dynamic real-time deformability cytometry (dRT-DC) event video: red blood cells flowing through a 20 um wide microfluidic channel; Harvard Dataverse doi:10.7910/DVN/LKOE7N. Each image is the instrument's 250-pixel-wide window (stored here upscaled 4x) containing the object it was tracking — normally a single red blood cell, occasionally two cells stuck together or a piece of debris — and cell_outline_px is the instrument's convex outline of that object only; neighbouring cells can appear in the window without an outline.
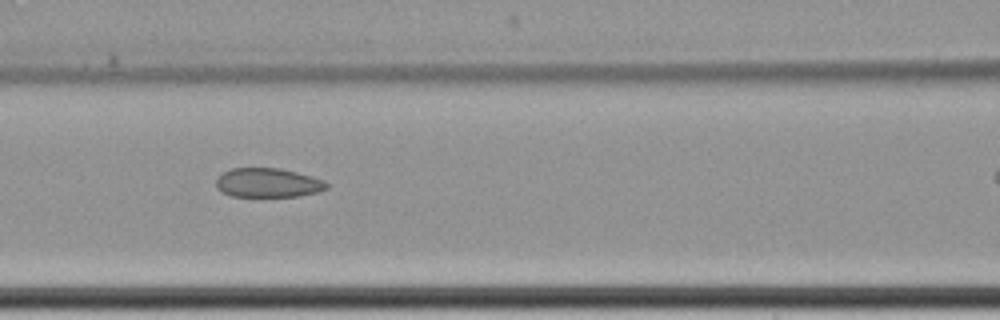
{"species": "common noctule bat (a hibernating species)", "species_latin": "Nyctalus noctula", "temperature_condition": "cold", "stored_images_in_passage": 6, "camera_frame_rate_fps": 3000, "um_per_image_px": 0.085, "animal": {"sex": "female", "body_mass_g": 22.7, "forearm_length_mm": 54.2}, "frame": {"image": 1, "passage_image": 4, "time_ms": 4.333, "image_size_px": [1000, 320], "cell_outline_px": [[328, 188], [320, 192], [296, 196], [232, 196], [216, 188], [216, 180], [224, 172], [232, 168], [280, 168], [312, 176], [324, 180], [328, 184]], "centroid_in_image_um": [22.81, 15.53], "position_along_channel_um": 143.8, "area_um2": 18.73}}
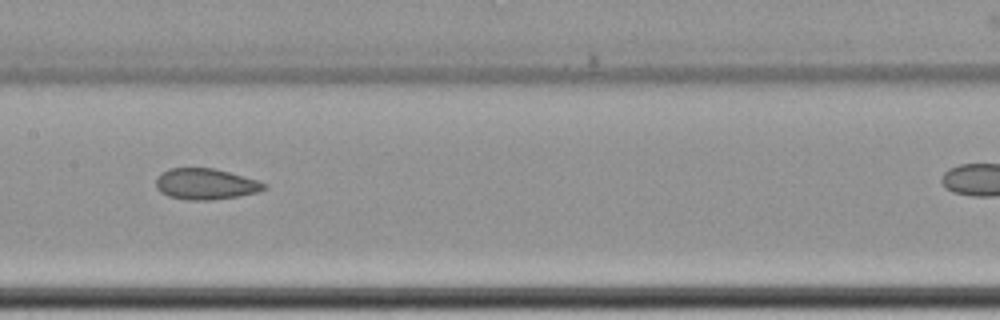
{"frame": {"image": 2, "passage_image": 5, "time_ms": 5.667, "image_size_px": [1000, 320], "cell_outline_px": [[268, 188], [256, 192], [240, 196], [212, 200], [188, 200], [168, 196], [160, 192], [156, 188], [156, 180], [168, 168], [212, 168], [228, 172], [256, 180], [268, 184]], "centroid_in_image_um": [17.48, 15.65], "position_along_channel_um": 189.9, "area_um2": 19.42}}